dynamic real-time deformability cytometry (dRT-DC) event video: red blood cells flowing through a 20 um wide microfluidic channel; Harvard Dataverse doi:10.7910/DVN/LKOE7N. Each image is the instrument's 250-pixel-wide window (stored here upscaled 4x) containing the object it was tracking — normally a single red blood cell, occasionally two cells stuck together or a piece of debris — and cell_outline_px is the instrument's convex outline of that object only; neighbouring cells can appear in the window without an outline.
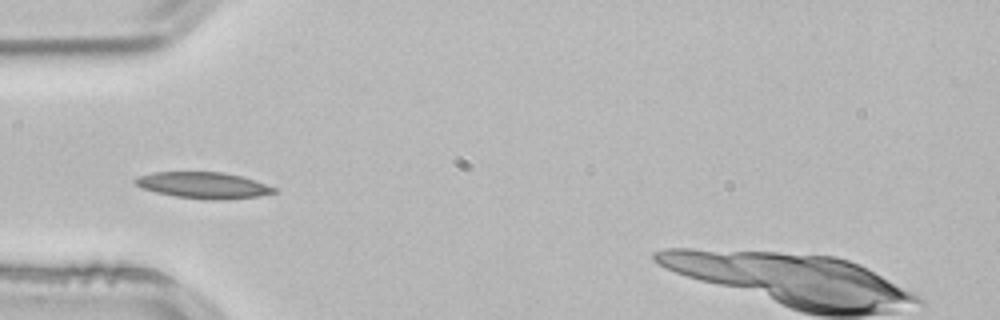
{"species": "common noctule bat (a hibernating species)", "species_latin": "Nyctalus noctula", "temperature_condition": "room temperature", "stored_images_in_passage": 4, "camera_frame_rate_fps": 3000, "um_per_image_px": 0.085, "animal": {"sex": "male", "body_mass_g": 21.5, "forearm_length_mm": 52.0}, "frame": {"image": 1, "passage_image": 4, "time_ms": 1.0, "image_size_px": [1000, 320], "cell_outline_px": [[280, 192], [260, 196], [220, 200], [212, 200], [176, 196], [156, 192], [140, 188], [132, 180], [136, 176], [152, 172], [220, 172], [240, 176], [276, 188]], "centroid_in_image_um": [17.25, 15.75], "position_along_channel_um": 67.7, "area_um2": 21.21}}